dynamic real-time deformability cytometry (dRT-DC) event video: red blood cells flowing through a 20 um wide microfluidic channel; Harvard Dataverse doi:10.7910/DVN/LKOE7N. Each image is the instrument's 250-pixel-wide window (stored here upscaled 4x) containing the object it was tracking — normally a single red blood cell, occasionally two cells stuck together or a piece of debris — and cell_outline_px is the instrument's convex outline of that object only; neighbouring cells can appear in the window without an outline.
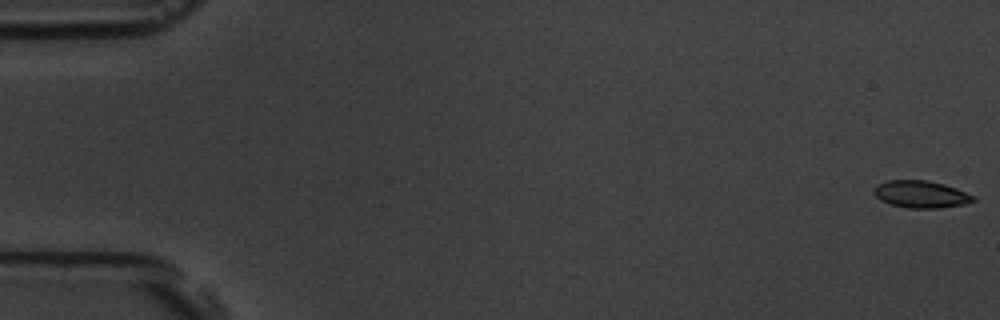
{"species": "common noctule bat (a hibernating species)", "species_latin": "Nyctalus noctula", "temperature_condition": "room temperature", "stored_images_in_passage": 5, "camera_frame_rate_fps": 3000, "um_per_image_px": 0.085, "animal": {"sex": "male", "body_mass_g": 19.5, "forearm_length_mm": 54.6}, "frame": {"image": 1, "passage_image": 1, "time_ms": 0.0, "image_size_px": [1000, 320], "cell_outline_px": [[976, 200], [964, 204], [936, 208], [908, 208], [892, 204], [880, 200], [872, 192], [876, 184], [888, 180], [928, 180], [944, 184], [956, 188], [976, 196]], "centroid_in_image_um": [78.27, 16.5], "position_along_channel_um": 6.7, "area_um2": 15.78}}
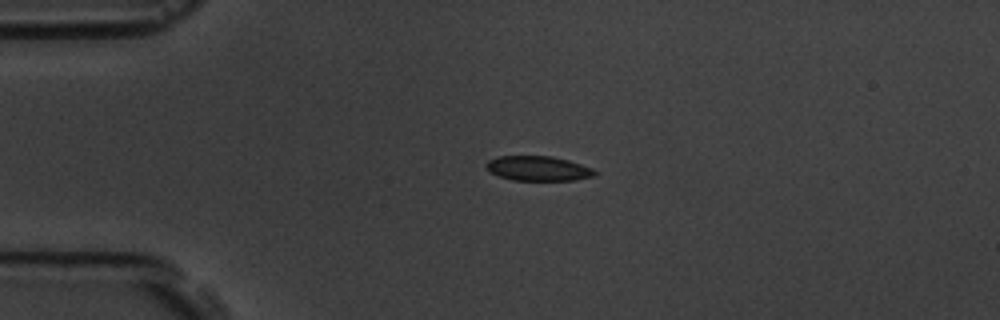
{"frame": {"image": 2, "passage_image": 4, "time_ms": 4.333, "image_size_px": [1000, 320], "cell_outline_px": [[596, 176], [576, 180], [512, 180], [488, 172], [484, 164], [488, 160], [496, 156], [552, 156], [568, 160], [592, 168], [596, 172]], "centroid_in_image_um": [45.71, 14.31], "position_along_channel_um": 39.3, "area_um2": 15.78}}